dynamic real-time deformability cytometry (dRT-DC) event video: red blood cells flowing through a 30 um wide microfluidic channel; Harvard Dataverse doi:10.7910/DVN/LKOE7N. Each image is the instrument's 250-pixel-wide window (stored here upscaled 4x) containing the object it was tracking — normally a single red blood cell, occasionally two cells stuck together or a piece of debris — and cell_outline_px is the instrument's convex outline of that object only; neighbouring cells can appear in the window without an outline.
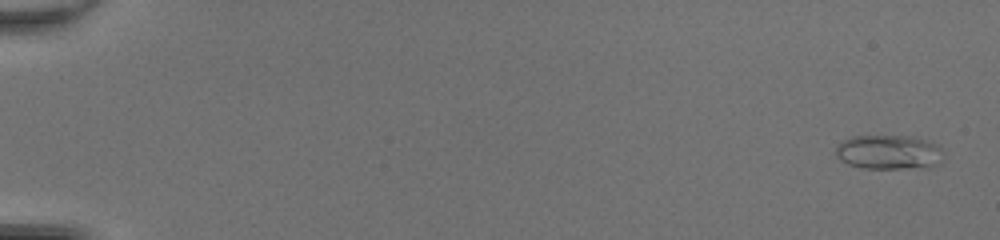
{"species": "common noctule bat (a hibernating species)", "species_latin": "Nyctalus noctula", "temperature_condition": "room temperature", "stored_images_in_passage": 27, "camera_frame_rate_fps": 3000, "um_per_image_px": 0.085, "animal": {"sex": "female", "body_mass_g": 20.0, "forearm_length_mm": 54.0}, "frame": {"image": 1, "passage_image": 2, "time_ms": 0.333, "image_size_px": [1000, 240], "cell_outline_px": [[944, 160], [928, 168], [864, 168], [848, 164], [840, 160], [836, 156], [836, 148], [840, 140], [852, 136], [908, 136], [940, 144], [944, 152]], "centroid_in_image_um": [75.58, 12.93], "position_along_channel_um": 9.4, "area_um2": 21.96}}
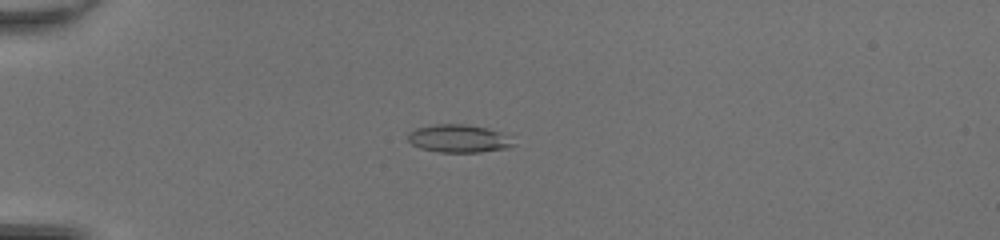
{"frame": {"image": 2, "passage_image": 15, "time_ms": 4.667, "image_size_px": [1000, 240], "cell_outline_px": [[516, 144], [508, 148], [480, 152], [440, 152], [420, 148], [412, 144], [408, 140], [408, 132], [416, 128], [436, 124], [464, 124], [488, 128], [512, 136]], "centroid_in_image_um": [39.04, 11.77], "position_along_channel_um": 46.0, "area_um2": 17.34}}
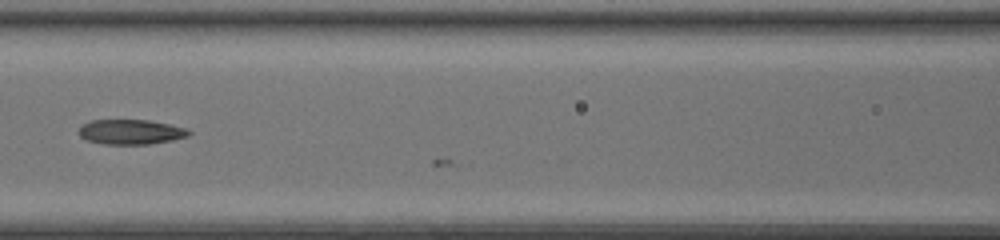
{"frame": {"image": 3, "passage_image": 25, "time_ms": 8.0, "image_size_px": [1000, 240], "cell_outline_px": [[192, 132], [188, 136], [172, 140], [148, 144], [104, 144], [84, 140], [80, 136], [80, 124], [92, 120], [148, 120], [188, 128]], "centroid_in_image_um": [11.11, 11.21], "position_along_channel_um": 155.5, "area_um2": 16.01}}